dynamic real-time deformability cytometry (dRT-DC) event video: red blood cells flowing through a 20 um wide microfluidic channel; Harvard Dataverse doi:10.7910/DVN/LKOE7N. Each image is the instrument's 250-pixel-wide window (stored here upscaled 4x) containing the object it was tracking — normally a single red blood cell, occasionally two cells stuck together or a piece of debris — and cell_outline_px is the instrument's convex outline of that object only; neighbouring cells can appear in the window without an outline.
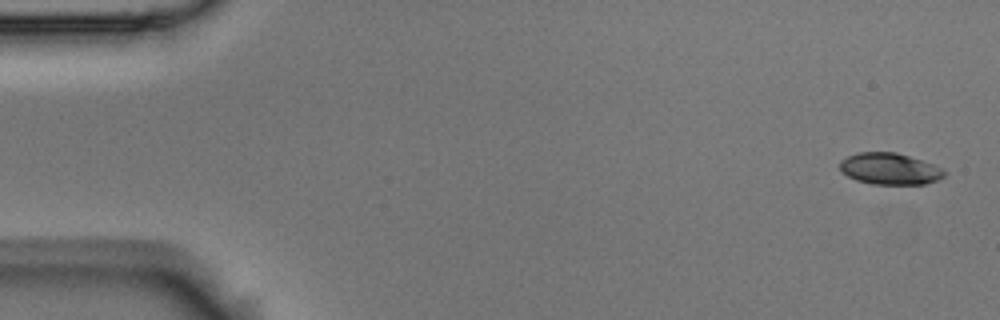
{"species": "Egyptian fruit bat (a non-hibernating species)", "species_latin": "Rousettus aegyptiacus", "temperature_condition": "room temperature", "stored_images_in_passage": 4, "camera_frame_rate_fps": 3000, "um_per_image_px": 0.085, "animal": {"sex": "male"}, "frame": {"image": 1, "passage_image": 1, "time_ms": 0.0, "image_size_px": [1000, 320], "cell_outline_px": [[948, 172], [944, 176], [936, 180], [924, 184], [872, 184], [856, 180], [840, 172], [840, 160], [848, 156], [860, 152], [896, 152], [944, 168]], "centroid_in_image_um": [75.62, 14.35], "position_along_channel_um": 9.4, "area_um2": 19.19}}
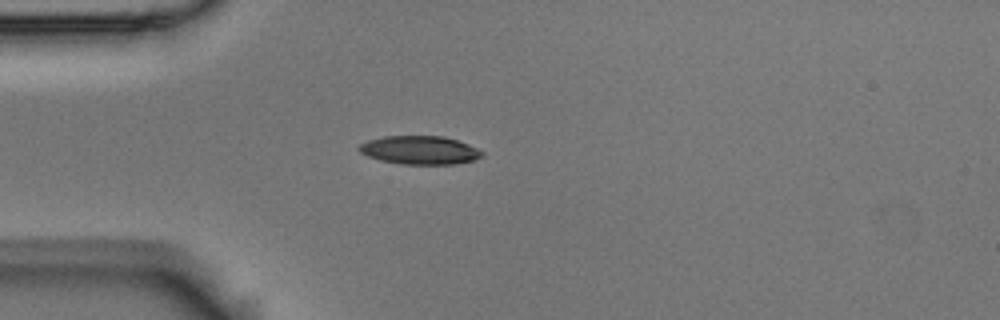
{"frame": {"image": 2, "passage_image": 4, "time_ms": 1.0, "image_size_px": [1000, 320], "cell_outline_px": [[484, 152], [476, 160], [456, 164], [400, 164], [380, 160], [368, 156], [360, 152], [356, 148], [360, 144], [368, 140], [384, 136], [444, 136], [468, 144]], "centroid_in_image_um": [35.66, 12.76], "position_along_channel_um": 49.3, "area_um2": 20.4}}